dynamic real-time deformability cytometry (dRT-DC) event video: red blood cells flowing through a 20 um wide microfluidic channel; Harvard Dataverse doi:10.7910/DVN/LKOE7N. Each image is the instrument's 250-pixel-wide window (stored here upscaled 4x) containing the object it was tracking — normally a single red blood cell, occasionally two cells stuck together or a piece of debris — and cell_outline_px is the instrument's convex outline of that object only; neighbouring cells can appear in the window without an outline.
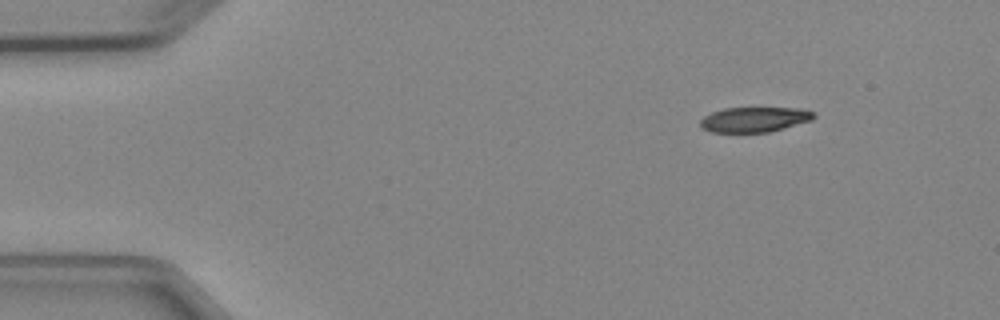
{"species": "Egyptian fruit bat (a non-hibernating species)", "species_latin": "Rousettus aegyptiacus", "temperature_condition": "cold", "stored_images_in_passage": 3, "segment_of_instrument_passage": [2, 2], "camera_frame_rate_fps": 3000, "um_per_image_px": 0.085, "animal": {"sex": "female"}, "frame": {"image": 1, "passage_image": 3, "time_ms": 2.667, "image_size_px": [1000, 320], "cell_outline_px": [[816, 116], [812, 120], [768, 132], [712, 132], [704, 128], [700, 124], [700, 120], [704, 116], [712, 112], [724, 108], [800, 108], [812, 112]], "centroid_in_image_um": [64.12, 10.15], "position_along_channel_um": 20.9, "area_um2": 16.36}}